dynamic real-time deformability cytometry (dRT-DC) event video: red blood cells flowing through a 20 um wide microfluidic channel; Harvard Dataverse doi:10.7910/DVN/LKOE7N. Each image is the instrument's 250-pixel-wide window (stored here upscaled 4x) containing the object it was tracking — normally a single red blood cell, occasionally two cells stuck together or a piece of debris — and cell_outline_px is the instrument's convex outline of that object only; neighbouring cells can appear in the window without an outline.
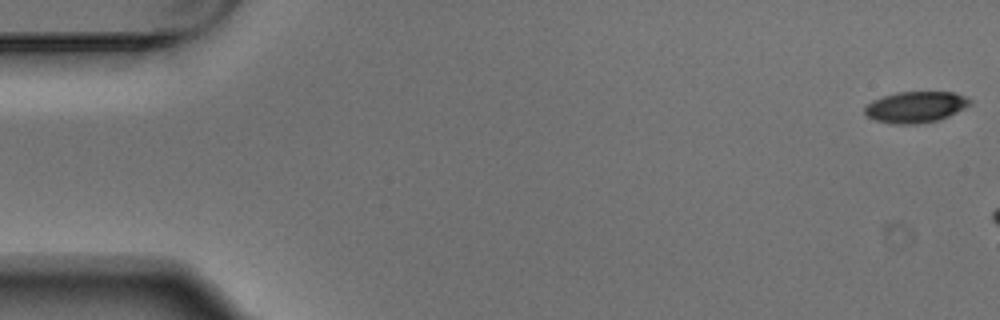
{"species": "Egyptian fruit bat (a non-hibernating species)", "species_latin": "Rousettus aegyptiacus", "temperature_condition": "warm", "stored_images_in_passage": 3, "camera_frame_rate_fps": 3000, "um_per_image_px": 0.085, "animal": {"sex": "male"}, "frame": {"image": 1, "passage_image": 1, "time_ms": 0.0, "image_size_px": [1000, 320], "cell_outline_px": [[972, 104], [948, 116], [936, 120], [920, 124], [888, 124], [876, 120], [868, 116], [864, 112], [864, 108], [872, 100], [896, 92], [952, 92], [964, 96], [972, 100]], "centroid_in_image_um": [77.82, 9.1], "position_along_channel_um": 7.2, "area_um2": 19.07}}